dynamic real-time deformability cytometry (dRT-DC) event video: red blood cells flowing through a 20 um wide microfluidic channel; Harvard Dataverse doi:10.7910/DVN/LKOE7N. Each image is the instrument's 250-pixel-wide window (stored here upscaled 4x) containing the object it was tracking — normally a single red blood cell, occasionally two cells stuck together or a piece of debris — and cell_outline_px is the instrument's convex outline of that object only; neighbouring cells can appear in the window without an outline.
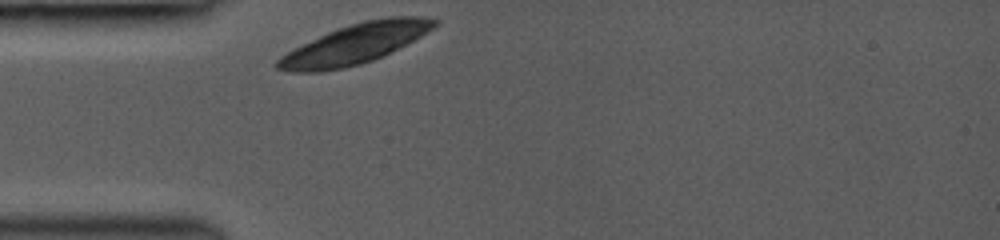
{"species": "common noctule bat (a hibernating species)", "species_latin": "Nyctalus noctula", "temperature_condition": "room temperature", "stored_images_in_passage": 20, "camera_frame_rate_fps": 3000, "um_per_image_px": 0.085, "animal": {"sex": "female", "body_mass_g": 19.0, "forearm_length_mm": 53.3}, "frame": {"image": 1, "passage_image": 1, "time_ms": 0.0, "image_size_px": [1000, 240], "cell_outline_px": [[440, 24], [428, 32], [372, 60], [360, 64], [344, 68], [320, 72], [288, 72], [276, 68], [276, 60], [280, 56], [328, 32], [364, 20], [388, 16], [436, 16], [440, 20]], "centroid_in_image_um": [30.24, 3.71], "position_along_channel_um": 54.8, "area_um2": 36.01}}